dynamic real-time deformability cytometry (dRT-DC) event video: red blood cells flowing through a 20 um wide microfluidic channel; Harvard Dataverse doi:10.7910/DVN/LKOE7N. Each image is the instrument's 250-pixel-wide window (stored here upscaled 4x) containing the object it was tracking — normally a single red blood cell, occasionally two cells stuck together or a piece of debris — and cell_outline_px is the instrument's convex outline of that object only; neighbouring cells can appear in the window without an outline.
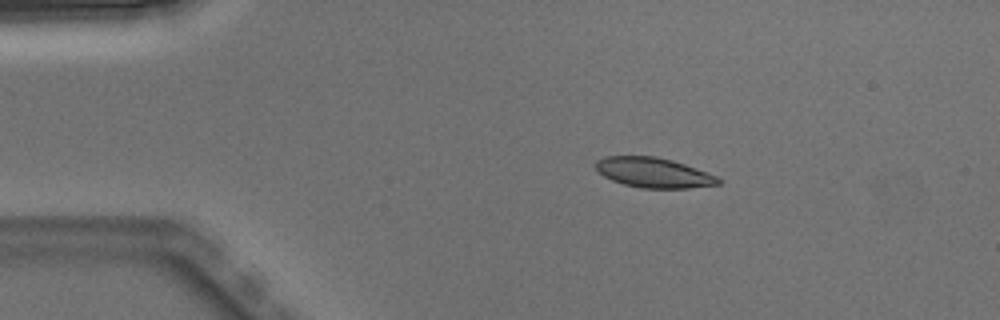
{"species": "Egyptian fruit bat (a non-hibernating species)", "species_latin": "Rousettus aegyptiacus", "temperature_condition": "warm", "stored_images_in_passage": 3, "camera_frame_rate_fps": 3000, "um_per_image_px": 0.085, "animal": {"sex": "male"}, "frame": {"image": 1, "passage_image": 1, "time_ms": 0.0, "image_size_px": [1000, 320], "cell_outline_px": [[724, 180], [720, 184], [688, 188], [640, 188], [624, 184], [612, 180], [604, 176], [596, 168], [596, 160], [604, 156], [656, 156], [672, 160], [684, 164], [716, 176]], "centroid_in_image_um": [55.56, 14.67], "position_along_channel_um": 29.4, "area_um2": 21.33}}
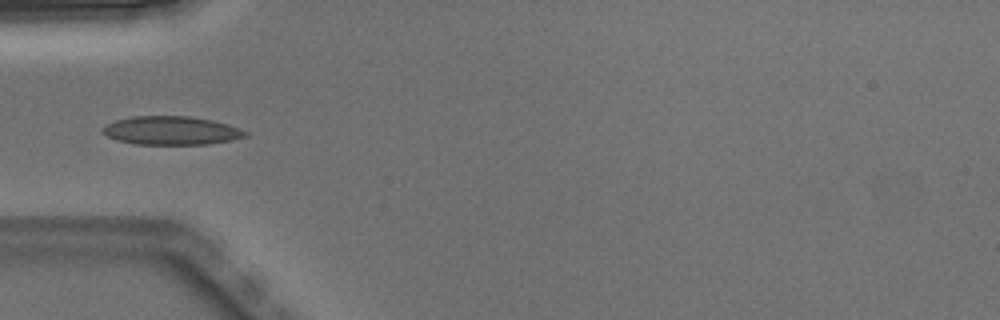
{"frame": {"image": 2, "passage_image": 3, "time_ms": 0.667, "image_size_px": [1000, 320], "cell_outline_px": [[248, 136], [232, 140], [208, 144], [136, 144], [116, 140], [100, 132], [100, 128], [116, 120], [132, 116], [188, 116], [212, 120], [228, 124], [248, 132]], "centroid_in_image_um": [14.55, 11.1], "position_along_channel_um": 70.5, "area_um2": 23.76}}